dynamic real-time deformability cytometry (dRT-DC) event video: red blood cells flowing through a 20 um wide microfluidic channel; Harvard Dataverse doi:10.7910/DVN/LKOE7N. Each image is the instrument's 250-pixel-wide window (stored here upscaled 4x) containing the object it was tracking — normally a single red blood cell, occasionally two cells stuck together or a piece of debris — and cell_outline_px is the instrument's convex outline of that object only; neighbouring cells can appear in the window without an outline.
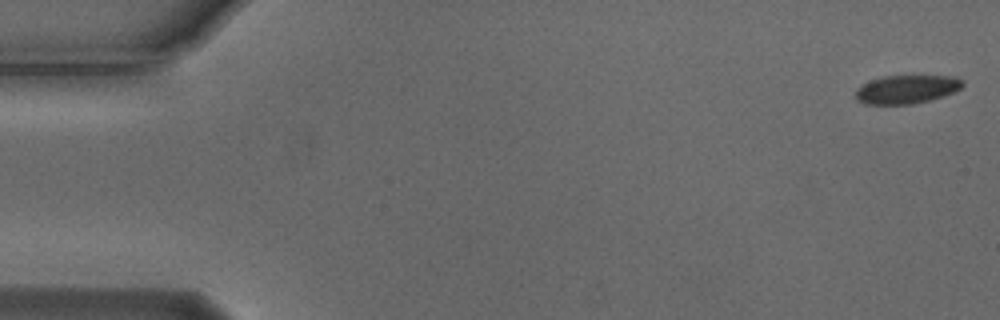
{"species": "Egyptian fruit bat (a non-hibernating species)", "species_latin": "Rousettus aegyptiacus", "temperature_condition": "cold", "stored_images_in_passage": 53, "camera_frame_rate_fps": 3000, "um_per_image_px": 0.085, "animal": {"sex": "male"}, "frame": {"image": 1, "passage_image": 1, "time_ms": 0.0, "image_size_px": [1000, 320], "cell_outline_px": [[964, 84], [960, 88], [944, 96], [912, 104], [864, 104], [856, 100], [856, 88], [872, 80], [884, 76], [956, 76], [964, 80]], "centroid_in_image_um": [77.07, 7.59], "position_along_channel_um": 7.9, "area_um2": 17.69}}
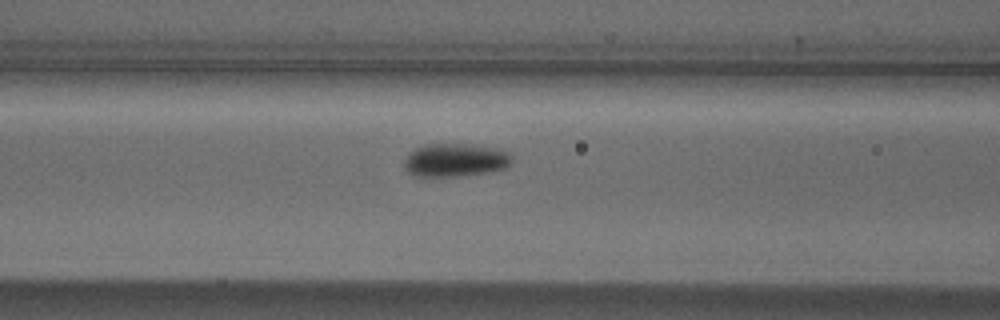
{"frame": {"image": 2, "passage_image": 22, "time_ms": 7.0, "image_size_px": [1000, 320], "cell_outline_px": [[512, 164], [504, 168], [488, 172], [456, 176], [412, 176], [404, 168], [404, 160], [408, 152], [424, 144], [464, 144], [492, 148], [512, 152]], "centroid_in_image_um": [38.67, 13.61], "position_along_channel_um": 127.9, "area_um2": 20.92}}
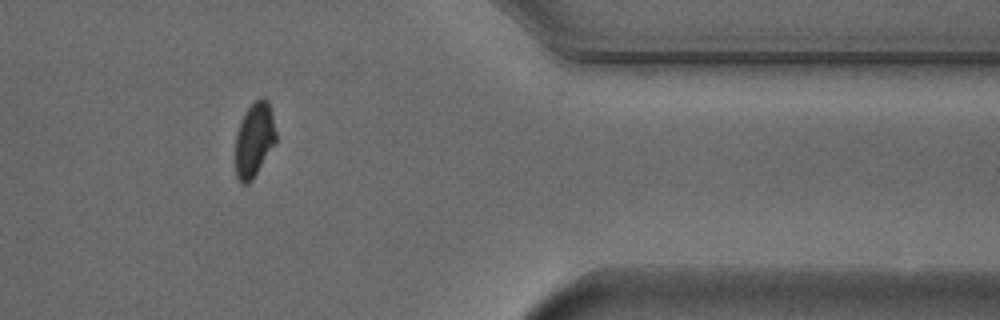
{"frame": {"image": 3, "passage_image": 45, "time_ms": 14.667, "image_size_px": [1000, 320], "cell_outline_px": [[276, 144], [252, 180], [248, 184], [240, 184], [236, 176], [236, 132], [240, 120], [248, 108], [260, 96], [264, 96], [268, 100], [272, 112], [276, 132]], "centroid_in_image_um": [21.63, 11.87], "position_along_channel_um": 389.8, "area_um2": 17.92}, "authors_computed_cell_mechanics": {"area_um2": 19.4208, "velocity_mm_per_s": 3.7265, "shape_relaxation_time_tau1_ms": 2.416, "shape_relaxation_time_tau2_ms": null, "deformation_change_tau1": 0.0848, "deformation_change_tau2": null}}